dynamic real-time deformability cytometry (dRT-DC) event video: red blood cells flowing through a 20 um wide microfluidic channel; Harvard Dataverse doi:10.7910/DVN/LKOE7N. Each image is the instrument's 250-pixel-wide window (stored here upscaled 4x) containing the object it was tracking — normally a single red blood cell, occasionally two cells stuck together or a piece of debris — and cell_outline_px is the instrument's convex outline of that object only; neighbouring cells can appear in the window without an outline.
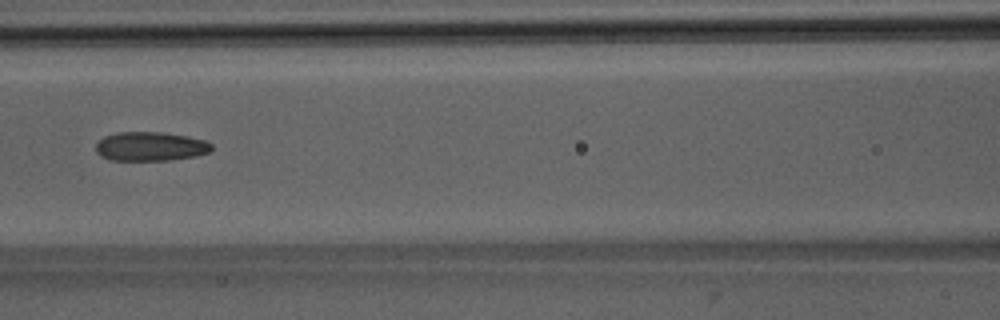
{"species": "Egyptian fruit bat (a non-hibernating species)", "species_latin": "Rousettus aegyptiacus", "temperature_condition": "room temperature", "stored_images_in_passage": 52, "camera_frame_rate_fps": 3000, "um_per_image_px": 0.085, "animal": {"sex": "male"}, "frame": {"image": 1, "passage_image": 24, "time_ms": 7.667, "image_size_px": [1000, 320], "cell_outline_px": [[212, 148], [208, 152], [196, 156], [172, 160], [108, 160], [100, 156], [96, 152], [96, 144], [104, 136], [116, 132], [160, 132], [188, 136], [204, 140], [212, 144]], "centroid_in_image_um": [12.76, 12.45], "position_along_channel_um": 153.8, "area_um2": 19.71}}
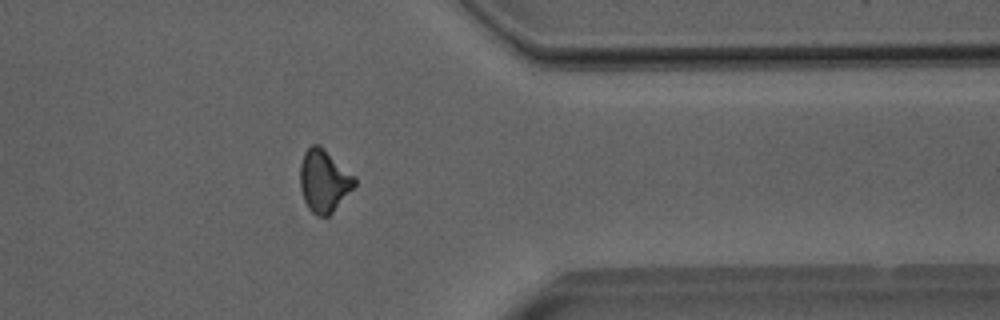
{"frame": {"image": 2, "passage_image": 42, "time_ms": 13.667, "image_size_px": [1000, 320], "cell_outline_px": [[356, 184], [332, 212], [328, 216], [316, 216], [308, 208], [304, 200], [300, 188], [300, 164], [304, 152], [312, 144], [320, 144], [356, 176]], "centroid_in_image_um": [27.53, 15.34], "position_along_channel_um": 383.9, "area_um2": 19.94}}
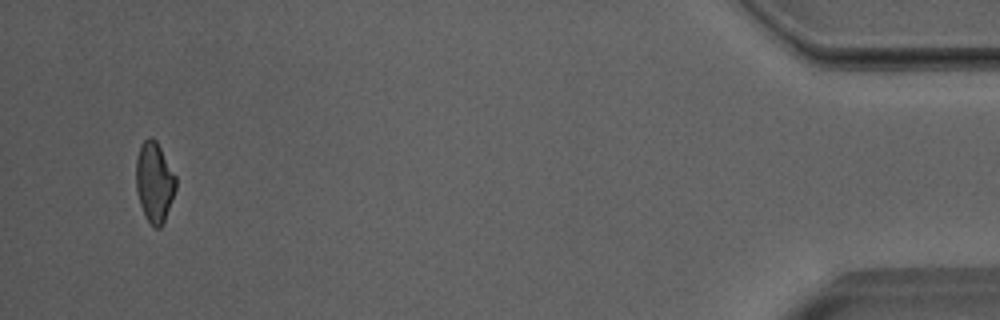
{"frame": {"image": 3, "passage_image": 50, "time_ms": 16.333, "image_size_px": [1000, 320], "cell_outline_px": [[176, 188], [164, 220], [160, 228], [152, 228], [144, 216], [140, 204], [136, 188], [136, 160], [140, 144], [148, 136], [152, 136], [156, 140], [176, 176]], "centroid_in_image_um": [13.1, 15.47], "position_along_channel_um": 422.1, "area_um2": 18.67}, "authors_computed_cell_mechanics": {"area_um2": 20.0277, "velocity_mm_per_s": 4.0159, "shape_relaxation_time_tau1_ms": null, "shape_relaxation_time_tau2_ms": 3.4532, "deformation_change_tau1": null, "deformation_change_tau2": 0.1131}}